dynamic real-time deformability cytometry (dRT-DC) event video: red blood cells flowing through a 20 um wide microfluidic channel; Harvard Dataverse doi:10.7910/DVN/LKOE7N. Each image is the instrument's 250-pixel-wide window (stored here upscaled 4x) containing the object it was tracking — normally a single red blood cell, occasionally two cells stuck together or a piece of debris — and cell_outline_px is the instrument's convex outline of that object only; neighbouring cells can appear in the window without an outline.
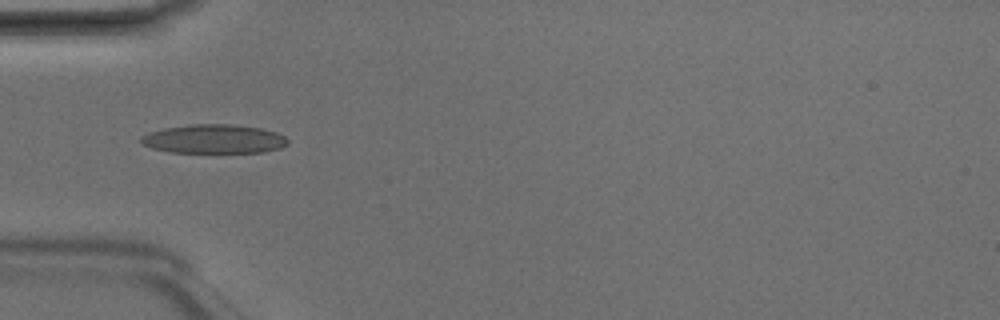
{"species": "Egyptian fruit bat (a non-hibernating species)", "species_latin": "Rousettus aegyptiacus", "temperature_condition": "room temperature", "stored_images_in_passage": 5, "camera_frame_rate_fps": 3000, "um_per_image_px": 0.085, "animal": {"sex": "male"}, "frame": {"image": 1, "passage_image": 5, "time_ms": 1.333, "image_size_px": [1000, 320], "cell_outline_px": [[288, 144], [280, 148], [264, 152], [168, 152], [152, 148], [144, 144], [140, 140], [140, 136], [148, 132], [164, 128], [192, 124], [228, 124], [260, 128], [276, 132], [284, 136], [288, 140]], "centroid_in_image_um": [18.17, 11.81], "position_along_channel_um": 66.8, "area_um2": 24.68}}